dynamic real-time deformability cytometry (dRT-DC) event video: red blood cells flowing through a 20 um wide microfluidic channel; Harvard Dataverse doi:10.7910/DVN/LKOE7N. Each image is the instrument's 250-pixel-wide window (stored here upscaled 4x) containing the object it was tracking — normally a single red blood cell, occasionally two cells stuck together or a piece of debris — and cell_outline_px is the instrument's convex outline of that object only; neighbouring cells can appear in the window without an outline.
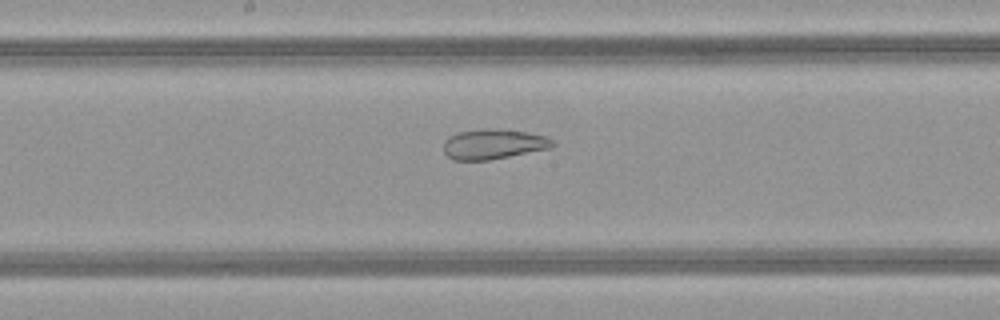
{"species": "common noctule bat (a hibernating species)", "species_latin": "Nyctalus noctula", "temperature_condition": "warm", "stored_images_in_passage": 40, "camera_frame_rate_fps": 3000, "um_per_image_px": 0.085, "animal": {"sex": "female", "body_mass_g": 21.9}, "frame": {"image": 1, "passage_image": 16, "time_ms": 5.0, "image_size_px": [1000, 320], "cell_outline_px": [[556, 144], [548, 148], [488, 160], [452, 160], [444, 152], [444, 140], [448, 136], [460, 132], [484, 128], [500, 128], [528, 132], [548, 136]], "centroid_in_image_um": [41.92, 12.23], "position_along_channel_um": 206.3, "area_um2": 19.13}}
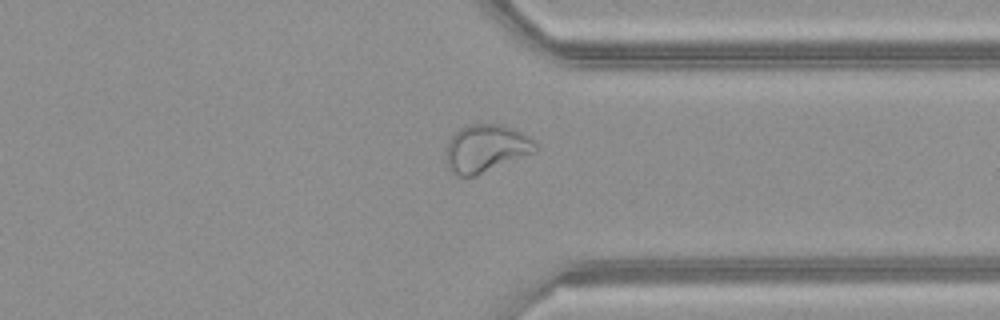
{"frame": {"image": 2, "passage_image": 28, "time_ms": 9.0, "image_size_px": [1000, 320], "cell_outline_px": [[540, 148], [536, 152], [476, 176], [456, 176], [448, 168], [448, 140], [460, 128], [468, 124], [500, 124], [520, 132], [528, 136]], "centroid_in_image_um": [41.33, 12.62], "position_along_channel_um": 370.1, "area_um2": 24.68}}
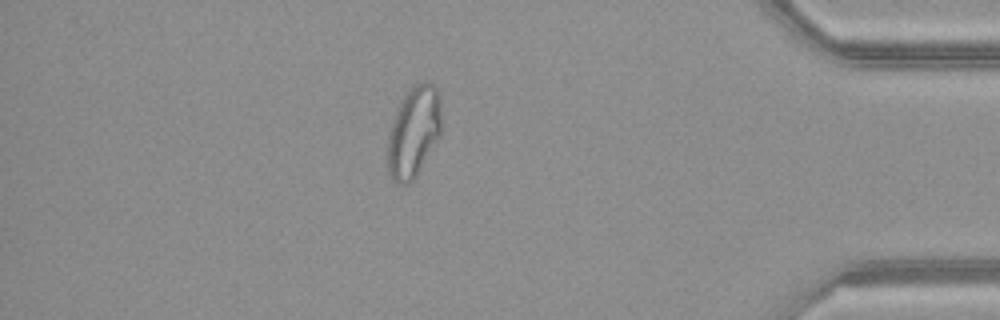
{"frame": {"image": 3, "passage_image": 33, "time_ms": 10.667, "image_size_px": [1000, 320], "cell_outline_px": [[440, 136], [416, 176], [408, 184], [396, 184], [392, 180], [388, 172], [384, 160], [388, 136], [396, 112], [404, 96], [416, 84], [424, 80], [428, 80], [436, 88], [440, 96]], "centroid_in_image_um": [35.13, 11.27], "position_along_channel_um": 400.1, "area_um2": 28.73}, "authors_computed_cell_mechanics": {"area_um2": 25.143, "velocity_mm_per_s": 4.1393, "shape_relaxation_time_tau1_ms": null, "shape_relaxation_time_tau2_ms": 1.6429, "deformation_change_tau1": null, "deformation_change_tau2": 0.0856}}